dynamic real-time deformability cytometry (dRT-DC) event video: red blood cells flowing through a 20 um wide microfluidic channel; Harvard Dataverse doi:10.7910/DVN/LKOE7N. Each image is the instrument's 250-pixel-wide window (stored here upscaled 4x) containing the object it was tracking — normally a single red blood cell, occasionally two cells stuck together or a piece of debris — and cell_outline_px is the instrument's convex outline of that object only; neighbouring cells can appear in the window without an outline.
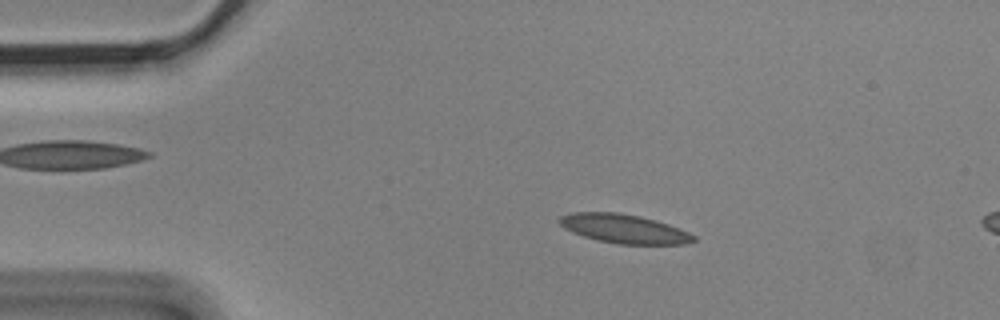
{"species": "Egyptian fruit bat (a non-hibernating species)", "species_latin": "Rousettus aegyptiacus", "temperature_condition": "cold", "stored_images_in_passage": 5, "camera_frame_rate_fps": 3000, "um_per_image_px": 0.085, "animal": {"sex": "male"}, "frame": {"image": 1, "passage_image": 3, "time_ms": 0.667, "image_size_px": [1000, 320], "cell_outline_px": [[696, 240], [684, 244], [616, 244], [596, 240], [572, 232], [564, 228], [556, 220], [560, 216], [572, 212], [616, 212], [640, 216], [668, 224], [688, 232], [696, 236]], "centroid_in_image_um": [53.0, 19.44], "position_along_channel_um": 32.0, "area_um2": 22.66}}